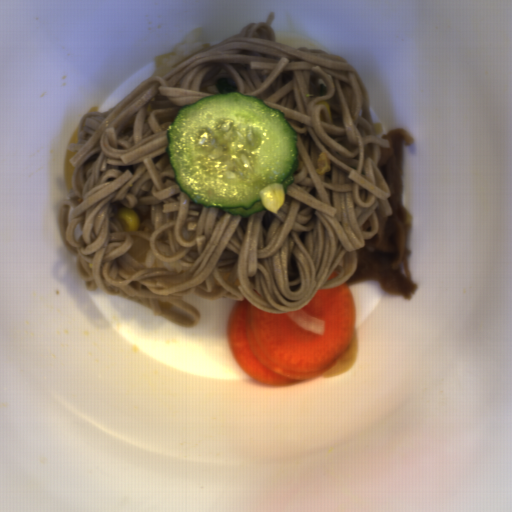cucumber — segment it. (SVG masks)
<instances>
[{
    "instance_id": "8b760119",
    "label": "cucumber",
    "mask_w": 512,
    "mask_h": 512,
    "mask_svg": "<svg viewBox=\"0 0 512 512\" xmlns=\"http://www.w3.org/2000/svg\"><path fill=\"white\" fill-rule=\"evenodd\" d=\"M167 136L180 191L244 219L265 209L259 191L267 185L280 183L286 194L299 167L298 132L286 114L238 91L182 106Z\"/></svg>"
}]
</instances>
